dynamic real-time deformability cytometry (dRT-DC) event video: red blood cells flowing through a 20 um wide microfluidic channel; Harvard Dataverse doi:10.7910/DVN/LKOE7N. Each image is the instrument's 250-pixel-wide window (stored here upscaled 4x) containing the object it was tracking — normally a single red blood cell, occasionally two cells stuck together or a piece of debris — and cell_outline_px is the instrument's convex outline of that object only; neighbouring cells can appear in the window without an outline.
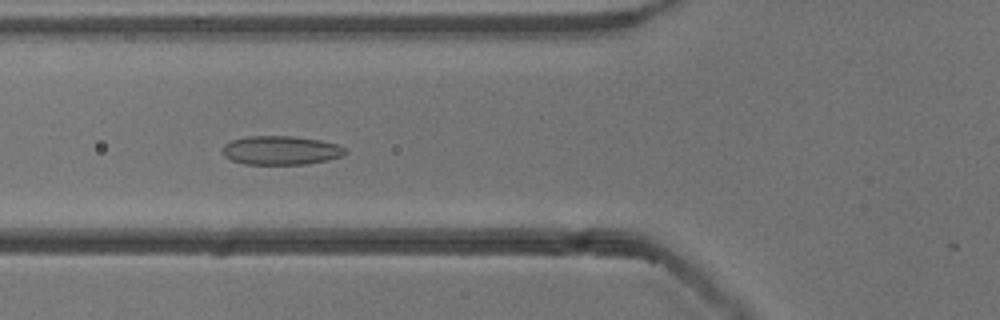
{"species": "common noctule bat (a hibernating species)", "species_latin": "Nyctalus noctula", "temperature_condition": "cold", "stored_images_in_passage": 37, "camera_frame_rate_fps": 3000, "um_per_image_px": 0.085, "animal": {"sex": "male", "body_mass_g": 13.3}, "frame": {"image": 1, "passage_image": 3, "time_ms": 0.667, "image_size_px": [1000, 320], "cell_outline_px": [[348, 152], [344, 156], [328, 160], [308, 164], [244, 164], [232, 160], [224, 156], [224, 144], [232, 140], [248, 136], [292, 136], [320, 140], [336, 144], [344, 148]], "centroid_in_image_um": [23.91, 12.78], "position_along_channel_um": 101.9, "area_um2": 20.63}}
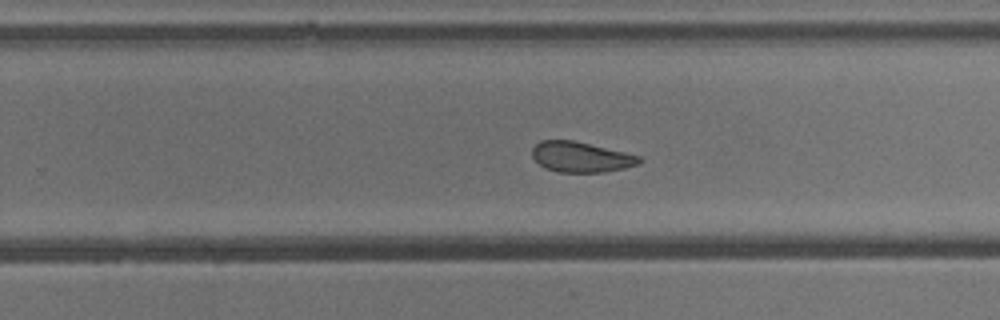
{"frame": {"image": 2, "passage_image": 17, "time_ms": 5.333, "image_size_px": [1000, 320], "cell_outline_px": [[644, 160], [640, 164], [624, 168], [604, 172], [556, 172], [544, 168], [532, 156], [532, 148], [540, 140], [572, 140], [624, 152], [640, 156]], "centroid_in_image_um": [49.38, 13.35], "position_along_channel_um": 280.4, "area_um2": 18.96}}
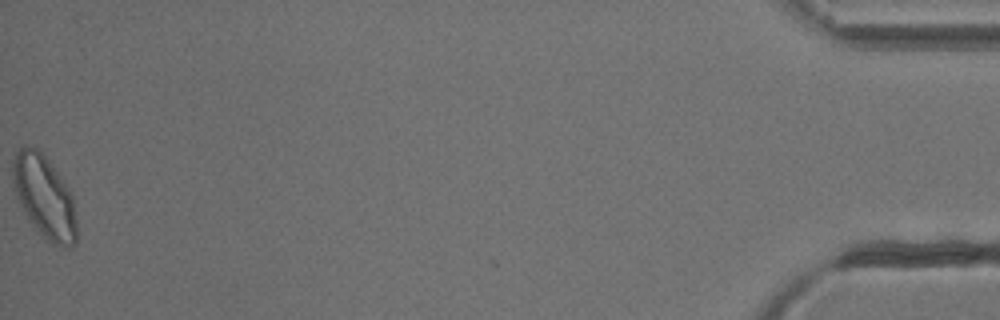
{"frame": {"image": 3, "passage_image": 37, "time_ms": 12.0, "image_size_px": [1000, 320], "cell_outline_px": [[76, 244], [72, 248], [64, 248], [48, 244], [32, 228], [16, 196], [12, 176], [12, 164], [16, 152], [24, 144], [32, 144], [52, 164], [72, 192], [76, 220]], "centroid_in_image_um": [3.78, 16.79], "position_along_channel_um": 431.4, "area_um2": 31.67}}